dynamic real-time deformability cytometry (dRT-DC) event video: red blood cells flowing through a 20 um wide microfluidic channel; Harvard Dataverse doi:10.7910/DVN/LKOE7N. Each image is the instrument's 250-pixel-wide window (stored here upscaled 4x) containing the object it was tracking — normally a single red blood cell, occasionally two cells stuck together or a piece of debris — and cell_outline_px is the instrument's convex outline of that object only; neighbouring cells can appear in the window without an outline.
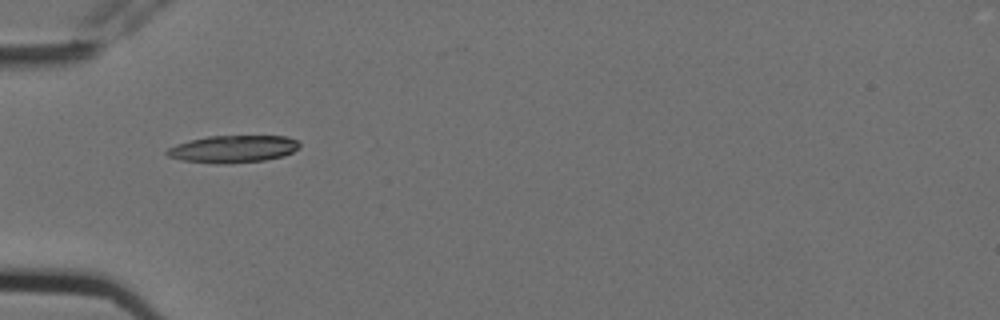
{"species": "Egyptian fruit bat (a non-hibernating species)", "species_latin": "Rousettus aegyptiacus", "temperature_condition": "cold", "stored_images_in_passage": 2, "camera_frame_rate_fps": 3000, "um_per_image_px": 0.085, "animal": {"sex": "female"}, "frame": {"image": 1, "passage_image": 1, "time_ms": 0.0, "image_size_px": [1000, 320], "cell_outline_px": [[300, 148], [284, 156], [264, 160], [224, 164], [212, 164], [180, 160], [168, 156], [164, 152], [168, 148], [176, 144], [208, 136], [288, 136], [296, 140], [300, 144]], "centroid_in_image_um": [19.8, 12.67], "position_along_channel_um": 65.2, "area_um2": 21.21}}